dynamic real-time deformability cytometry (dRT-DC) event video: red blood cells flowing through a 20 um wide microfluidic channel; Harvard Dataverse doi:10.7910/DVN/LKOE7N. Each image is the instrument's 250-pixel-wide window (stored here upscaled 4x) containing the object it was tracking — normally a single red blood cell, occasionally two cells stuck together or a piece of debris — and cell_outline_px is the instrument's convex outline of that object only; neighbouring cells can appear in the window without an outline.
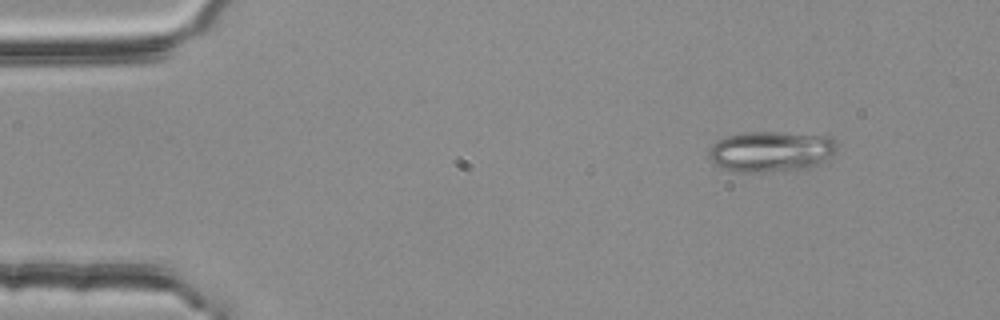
{"species": "common noctule bat (a hibernating species)", "species_latin": "Nyctalus noctula", "temperature_condition": "room temperature", "stored_images_in_passage": 2, "camera_frame_rate_fps": 3000, "um_per_image_px": 0.085, "animal": {"sex": "female", "body_mass_g": 25.1}, "frame": {"image": 1, "passage_image": 1, "time_ms": 0.0, "image_size_px": [1000, 320], "cell_outline_px": [[836, 152], [832, 156], [808, 168], [764, 172], [740, 172], [720, 168], [712, 164], [708, 156], [708, 148], [712, 144], [728, 136], [748, 132], [772, 132], [828, 136], [836, 144]], "centroid_in_image_um": [65.47, 12.89], "position_along_channel_um": 19.5, "area_um2": 30.23}}